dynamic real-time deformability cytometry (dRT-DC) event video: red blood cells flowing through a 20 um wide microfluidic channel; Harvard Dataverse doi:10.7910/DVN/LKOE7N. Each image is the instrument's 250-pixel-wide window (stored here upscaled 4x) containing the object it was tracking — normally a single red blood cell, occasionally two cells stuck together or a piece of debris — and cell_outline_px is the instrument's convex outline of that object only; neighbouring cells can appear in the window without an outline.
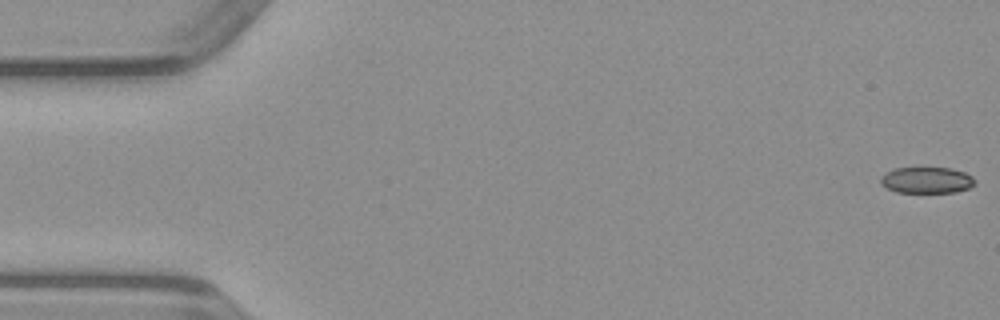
{"species": "common noctule bat (a hibernating species)", "species_latin": "Nyctalus noctula", "temperature_condition": "warm", "stored_images_in_passage": 49, "camera_frame_rate_fps": 3000, "um_per_image_px": 0.085, "animal": {"sex": "male", "body_mass_g": 23.1, "forearm_length_mm": 52.7}, "frame": {"image": 1, "passage_image": 1, "time_ms": 0.0, "image_size_px": [1000, 320], "cell_outline_px": [[976, 184], [968, 188], [956, 192], [896, 192], [880, 184], [880, 176], [884, 172], [892, 168], [952, 168], [964, 172], [972, 176], [976, 180]], "centroid_in_image_um": [78.75, 15.3], "position_along_channel_um": 6.2, "area_um2": 14.57}}
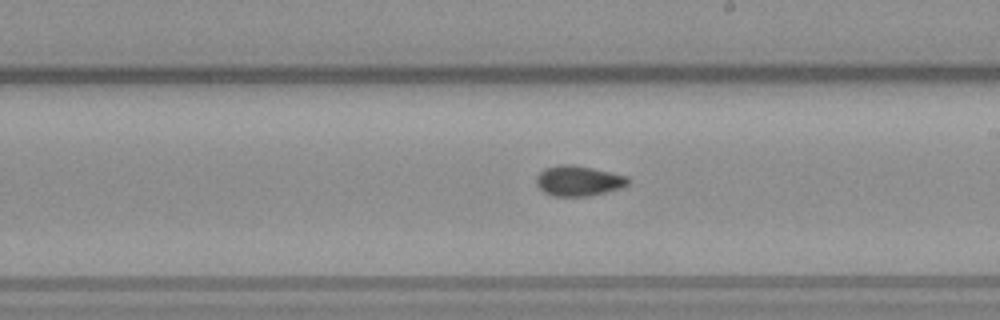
{"frame": {"image": 2, "passage_image": 28, "time_ms": 9.0, "image_size_px": [1000, 320], "cell_outline_px": [[628, 184], [620, 188], [588, 196], [552, 196], [544, 192], [536, 184], [536, 176], [544, 168], [560, 164], [572, 164], [592, 168], [628, 176]], "centroid_in_image_um": [49.13, 15.36], "position_along_channel_um": 239.9, "area_um2": 16.13}}
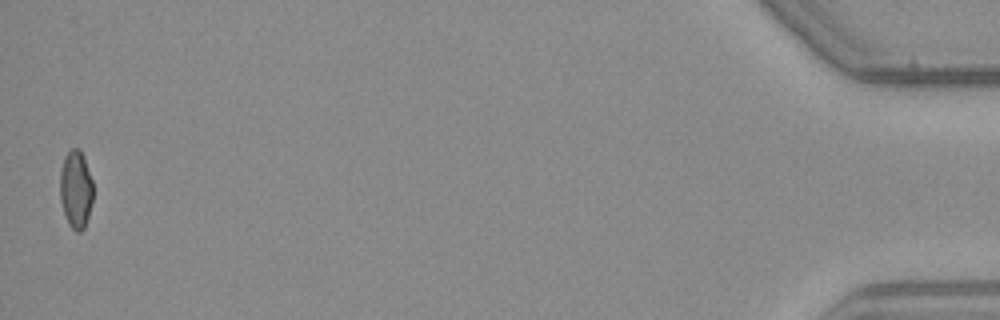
{"frame": {"image": 3, "passage_image": 49, "time_ms": 16.0, "image_size_px": [1000, 320], "cell_outline_px": [[92, 200], [88, 216], [84, 228], [80, 232], [76, 232], [68, 224], [60, 200], [60, 172], [64, 156], [72, 148], [80, 148], [84, 156], [92, 180]], "centroid_in_image_um": [6.44, 16.07], "position_along_channel_um": 428.8, "area_um2": 15.03}}